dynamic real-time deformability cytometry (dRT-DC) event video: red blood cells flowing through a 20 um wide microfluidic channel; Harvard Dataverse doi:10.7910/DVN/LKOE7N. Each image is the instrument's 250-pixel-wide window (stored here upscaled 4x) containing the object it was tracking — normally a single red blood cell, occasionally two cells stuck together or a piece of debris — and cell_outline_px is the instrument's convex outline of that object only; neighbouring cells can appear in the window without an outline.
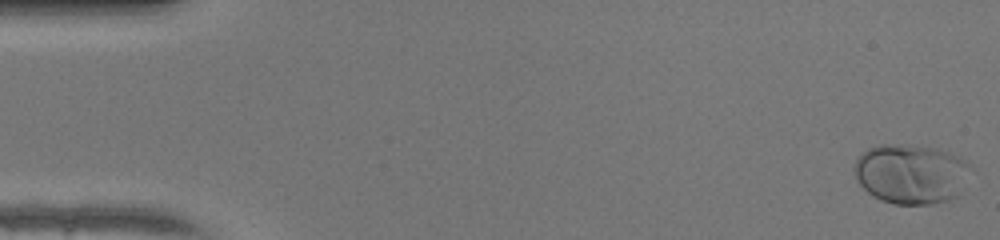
{"species": "human", "species_latin": "Homo sapiens", "temperature_condition": "warm", "stored_images_in_passage": 49, "camera_frame_rate_fps": 3000, "um_per_image_px": 0.085, "donor": {"sex": "female"}, "frame": {"image": 1, "passage_image": 1, "time_ms": 0.0, "image_size_px": [1000, 240], "cell_outline_px": [[972, 168], [956, 196], [948, 200], [932, 204], [896, 204], [880, 200], [872, 196], [856, 180], [852, 172], [852, 168], [856, 160], [868, 148], [880, 144], [908, 144], [936, 148], [948, 152], [964, 160]], "centroid_in_image_um": [77.38, 14.77], "position_along_channel_um": 7.6, "area_um2": 40.58}}
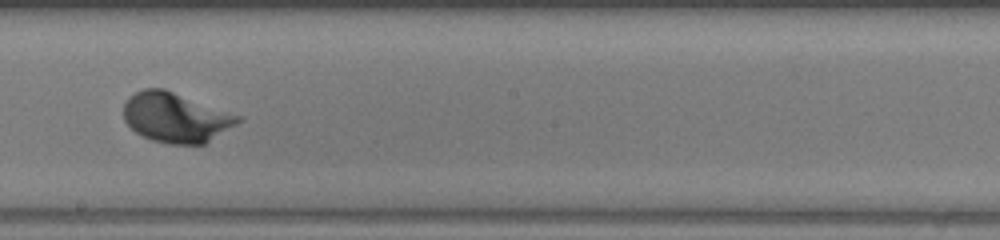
{"frame": {"image": 2, "passage_image": 28, "time_ms": 9.0, "image_size_px": [1000, 240], "cell_outline_px": [[244, 120], [204, 144], [168, 144], [152, 140], [136, 132], [124, 120], [124, 104], [128, 96], [144, 88], [164, 88], [244, 116]], "centroid_in_image_um": [14.98, 9.97], "position_along_channel_um": 233.2, "area_um2": 33.47}}
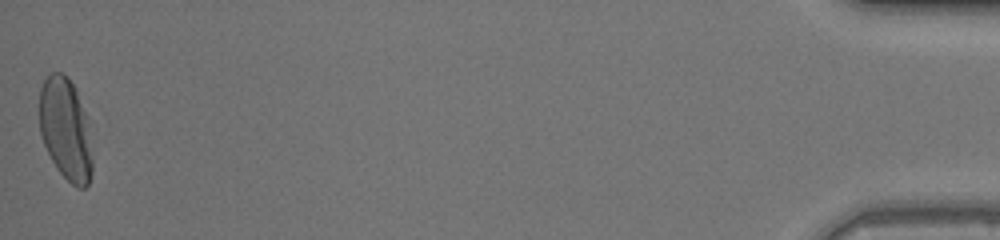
{"frame": {"image": 3, "passage_image": 49, "time_ms": 16.0, "image_size_px": [1000, 240], "cell_outline_px": [[92, 172], [88, 184], [84, 188], [76, 188], [56, 168], [40, 136], [40, 88], [44, 80], [52, 72], [60, 72], [76, 88], [88, 124], [92, 160]], "centroid_in_image_um": [5.57, 11.01], "position_along_channel_um": 429.6, "area_um2": 31.15}}